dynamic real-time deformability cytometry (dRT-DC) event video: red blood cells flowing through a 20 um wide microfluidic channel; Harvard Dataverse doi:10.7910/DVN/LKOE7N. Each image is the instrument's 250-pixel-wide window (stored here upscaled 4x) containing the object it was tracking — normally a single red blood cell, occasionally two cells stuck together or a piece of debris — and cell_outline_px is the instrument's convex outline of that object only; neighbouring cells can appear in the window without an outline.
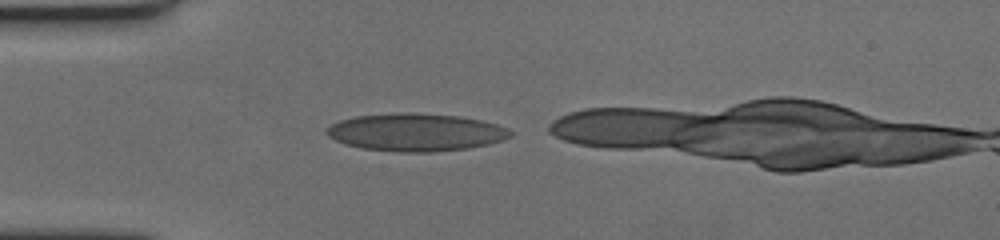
{"species": "human", "species_latin": "Homo sapiens", "temperature_condition": "cold", "stored_images_in_passage": 33, "camera_frame_rate_fps": 3000, "um_per_image_px": 0.085, "donor": {"sex": "female"}, "frame": {"image": 1, "passage_image": 1, "time_ms": 0.0, "image_size_px": [1000, 240], "cell_outline_px": [[512, 136], [488, 144], [468, 148], [432, 152], [396, 152], [360, 148], [344, 144], [328, 136], [324, 132], [332, 124], [340, 120], [356, 116], [400, 112], [408, 112], [460, 116], [480, 120], [496, 124], [508, 128], [512, 132]], "centroid_in_image_um": [35.32, 11.24], "position_along_channel_um": 49.7, "area_um2": 40.4}}
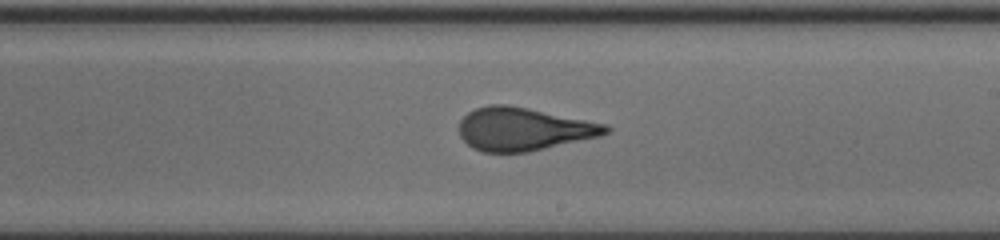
{"frame": {"image": 2, "passage_image": 19, "time_ms": 6.0, "image_size_px": [1000, 240], "cell_outline_px": [[612, 128], [608, 132], [600, 136], [528, 152], [484, 152], [472, 148], [460, 136], [460, 120], [468, 112], [476, 108], [488, 104], [508, 104], [608, 124]], "centroid_in_image_um": [44.5, 10.96], "position_along_channel_um": 244.5, "area_um2": 36.76}}
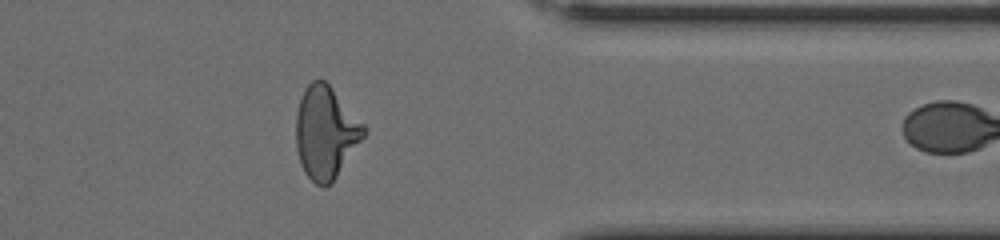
{"frame": {"image": 3, "passage_image": 32, "time_ms": 10.333, "image_size_px": [1000, 240], "cell_outline_px": [[368, 132], [332, 184], [324, 188], [316, 184], [304, 172], [300, 164], [296, 148], [296, 112], [300, 96], [304, 88], [312, 80], [324, 80], [332, 88], [368, 128]], "centroid_in_image_um": [27.69, 11.28], "position_along_channel_um": 383.7, "area_um2": 36.99}}